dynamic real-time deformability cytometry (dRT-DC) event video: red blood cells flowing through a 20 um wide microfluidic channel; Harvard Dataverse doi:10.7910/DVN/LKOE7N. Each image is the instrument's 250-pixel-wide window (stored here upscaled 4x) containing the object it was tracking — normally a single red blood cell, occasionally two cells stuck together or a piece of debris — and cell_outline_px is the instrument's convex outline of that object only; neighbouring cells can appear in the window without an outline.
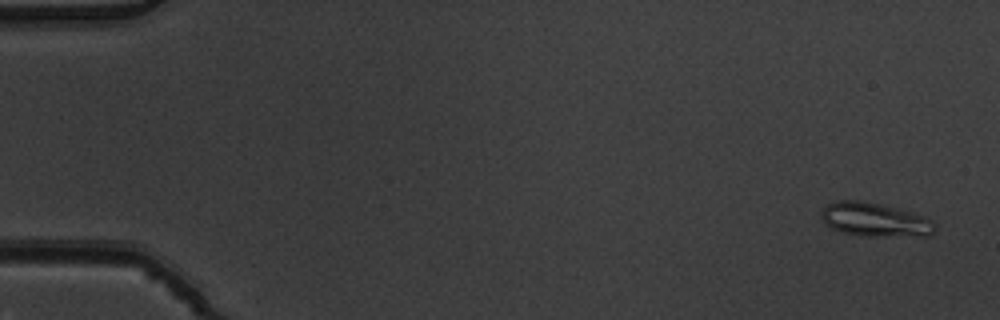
{"species": "common noctule bat (a hibernating species)", "species_latin": "Nyctalus noctula", "temperature_condition": "warm", "stored_images_in_passage": 5, "camera_frame_rate_fps": 3000, "um_per_image_px": 0.085, "animal": {"sex": "male", "body_mass_g": 19.5, "forearm_length_mm": 54.6}, "frame": {"image": 1, "passage_image": 1, "time_ms": 0.0, "image_size_px": [1000, 320], "cell_outline_px": [[936, 228], [928, 236], [860, 236], [840, 232], [824, 224], [820, 216], [820, 212], [828, 204], [840, 200], [860, 200], [900, 208], [924, 216], [932, 220], [936, 224]], "centroid_in_image_um": [74.36, 18.68], "position_along_channel_um": 10.6, "area_um2": 22.72}}
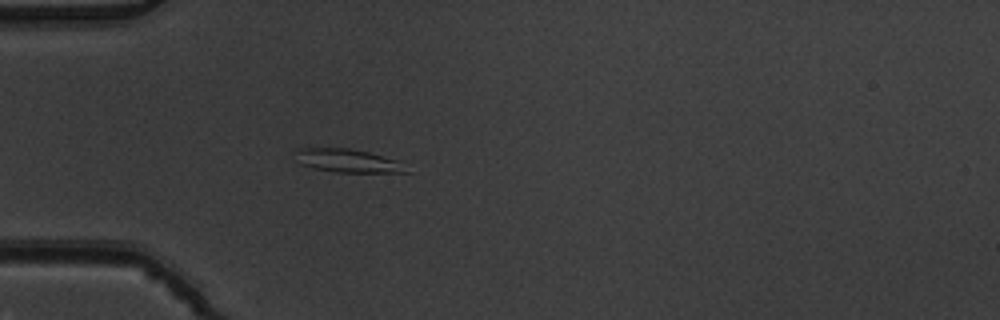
{"frame": {"image": 2, "passage_image": 5, "time_ms": 1.333, "image_size_px": [1000, 320], "cell_outline_px": [[412, 172], [336, 172], [312, 168], [300, 164], [292, 152], [300, 148], [348, 148], [368, 152], [396, 160]], "centroid_in_image_um": [29.48, 13.66], "position_along_channel_um": 55.5, "area_um2": 15.03}}